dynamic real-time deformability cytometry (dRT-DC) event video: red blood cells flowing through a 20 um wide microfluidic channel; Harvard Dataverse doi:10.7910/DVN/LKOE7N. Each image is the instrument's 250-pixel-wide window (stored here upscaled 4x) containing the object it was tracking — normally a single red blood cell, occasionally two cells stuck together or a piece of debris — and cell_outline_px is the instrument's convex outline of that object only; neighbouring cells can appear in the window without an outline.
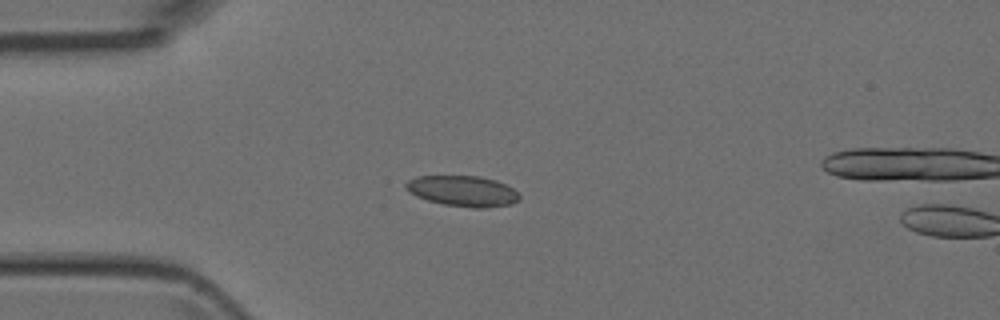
{"species": "Egyptian fruit bat (a non-hibernating species)", "species_latin": "Rousettus aegyptiacus", "temperature_condition": "room temperature", "stored_images_in_passage": 3, "camera_frame_rate_fps": 3000, "um_per_image_px": 0.085, "animal": {"sex": "female"}, "frame": {"image": 1, "passage_image": 1, "time_ms": 0.0, "image_size_px": [1000, 320], "cell_outline_px": [[520, 200], [512, 204], [484, 208], [472, 208], [444, 204], [428, 200], [416, 196], [404, 188], [404, 184], [408, 180], [416, 176], [480, 176], [496, 180], [512, 188], [520, 196]], "centroid_in_image_um": [39.33, 16.24], "position_along_channel_um": 45.7, "area_um2": 20.35}}